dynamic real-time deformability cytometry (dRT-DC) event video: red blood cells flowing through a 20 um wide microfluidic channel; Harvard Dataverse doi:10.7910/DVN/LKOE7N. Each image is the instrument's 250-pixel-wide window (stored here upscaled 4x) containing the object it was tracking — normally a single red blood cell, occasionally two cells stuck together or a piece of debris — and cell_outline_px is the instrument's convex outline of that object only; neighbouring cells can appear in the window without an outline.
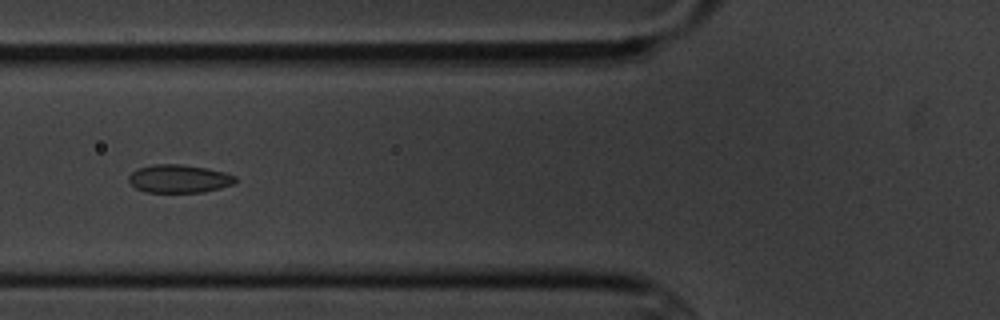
{"species": "common noctule bat (a hibernating species)", "species_latin": "Nyctalus noctula", "temperature_condition": "cold", "stored_images_in_passage": 9, "camera_frame_rate_fps": 3000, "um_per_image_px": 0.085, "animal": {"sex": "male", "body_mass_g": 20.1, "forearm_length_mm": 53.5}, "frame": {"image": 1, "passage_image": 7, "time_ms": 7.0, "image_size_px": [1000, 320], "cell_outline_px": [[236, 184], [204, 192], [144, 192], [136, 188], [128, 180], [128, 176], [136, 168], [152, 164], [180, 164], [204, 168], [224, 172], [236, 176]], "centroid_in_image_um": [15.21, 15.19], "position_along_channel_um": 110.6, "area_um2": 17.57}}
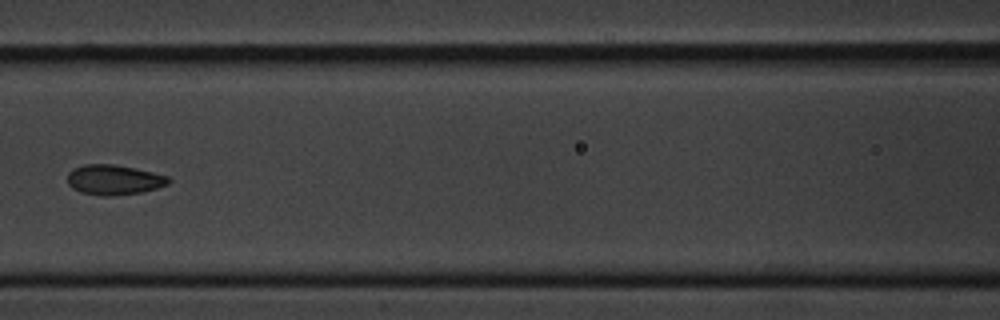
{"frame": {"image": 2, "passage_image": 8, "time_ms": 8.333, "image_size_px": [1000, 320], "cell_outline_px": [[172, 180], [168, 184], [156, 188], [140, 192], [112, 196], [100, 196], [80, 192], [72, 188], [68, 184], [68, 172], [72, 168], [84, 164], [112, 164], [152, 172], [168, 176]], "centroid_in_image_um": [9.65, 15.28], "position_along_channel_um": 156.9, "area_um2": 17.69}}
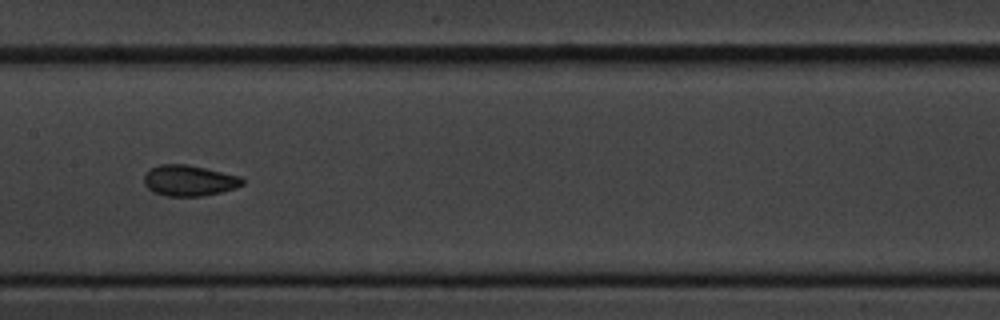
{"frame": {"image": 3, "passage_image": 9, "time_ms": 9.333, "image_size_px": [1000, 320], "cell_outline_px": [[244, 184], [236, 188], [220, 192], [200, 196], [168, 196], [152, 192], [144, 184], [144, 176], [152, 168], [160, 164], [188, 164], [240, 176], [244, 180]], "centroid_in_image_um": [16.08, 15.35], "position_along_channel_um": 191.3, "area_um2": 17.63}}